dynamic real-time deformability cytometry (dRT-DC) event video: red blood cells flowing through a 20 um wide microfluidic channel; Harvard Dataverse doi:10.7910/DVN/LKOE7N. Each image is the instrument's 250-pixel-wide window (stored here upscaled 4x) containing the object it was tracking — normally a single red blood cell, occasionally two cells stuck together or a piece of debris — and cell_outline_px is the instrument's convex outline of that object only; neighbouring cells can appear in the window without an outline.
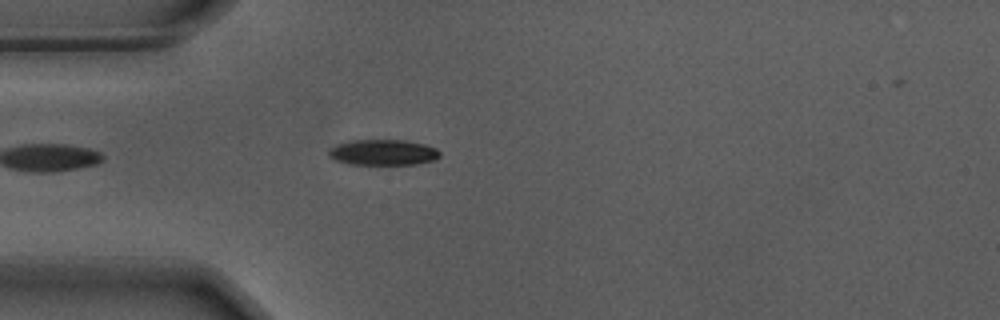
{"species": "Egyptian fruit bat (a non-hibernating species)", "species_latin": "Rousettus aegyptiacus", "temperature_condition": "warm", "stored_images_in_passage": 29, "camera_frame_rate_fps": 3000, "um_per_image_px": 0.085, "animal": {"sex": "male"}, "frame": {"image": 1, "passage_image": 5, "time_ms": 1.333, "image_size_px": [1000, 320], "cell_outline_px": [[440, 156], [432, 160], [416, 164], [348, 164], [336, 160], [328, 156], [328, 152], [336, 144], [348, 140], [404, 140], [424, 144], [436, 148], [440, 152]], "centroid_in_image_um": [32.54, 12.94], "position_along_channel_um": 52.5, "area_um2": 16.59}}
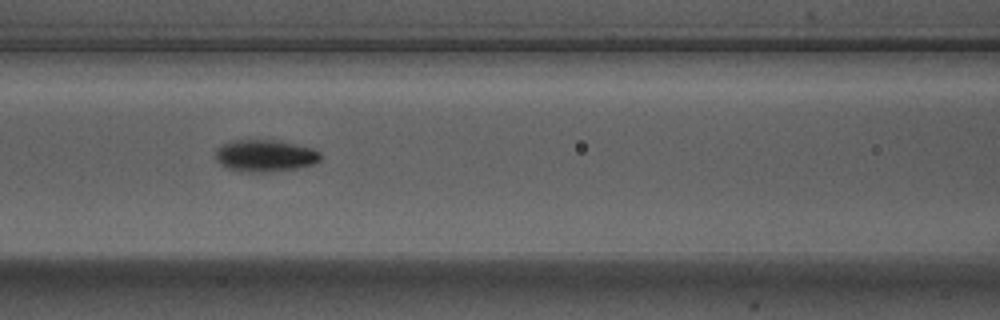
{"frame": {"image": 2, "passage_image": 13, "time_ms": 4.0, "image_size_px": [1000, 320], "cell_outline_px": [[320, 160], [312, 164], [296, 168], [260, 172], [240, 172], [228, 168], [220, 164], [216, 160], [216, 148], [220, 144], [232, 140], [276, 140], [312, 148], [320, 152]], "centroid_in_image_um": [22.47, 13.22], "position_along_channel_um": 144.1, "area_um2": 19.48}}
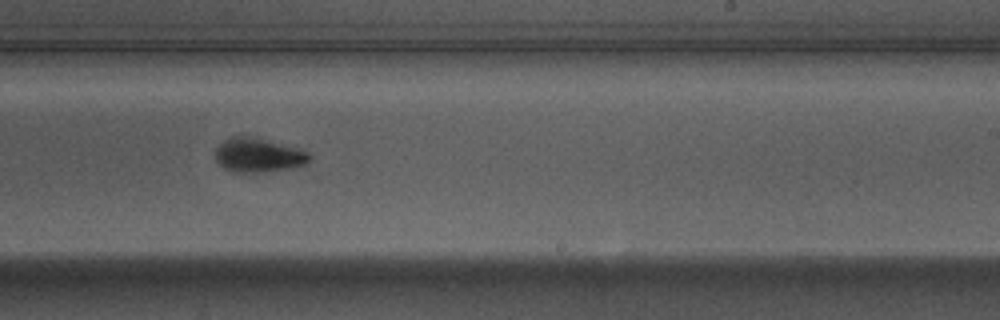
{"frame": {"image": 3, "passage_image": 23, "time_ms": 7.333, "image_size_px": [1000, 320], "cell_outline_px": [[312, 156], [304, 164], [292, 168], [256, 172], [232, 172], [224, 168], [216, 160], [216, 148], [224, 140], [232, 136], [248, 136], [296, 148], [308, 152]], "centroid_in_image_um": [21.92, 13.19], "position_along_channel_um": 267.1, "area_um2": 18.26}}